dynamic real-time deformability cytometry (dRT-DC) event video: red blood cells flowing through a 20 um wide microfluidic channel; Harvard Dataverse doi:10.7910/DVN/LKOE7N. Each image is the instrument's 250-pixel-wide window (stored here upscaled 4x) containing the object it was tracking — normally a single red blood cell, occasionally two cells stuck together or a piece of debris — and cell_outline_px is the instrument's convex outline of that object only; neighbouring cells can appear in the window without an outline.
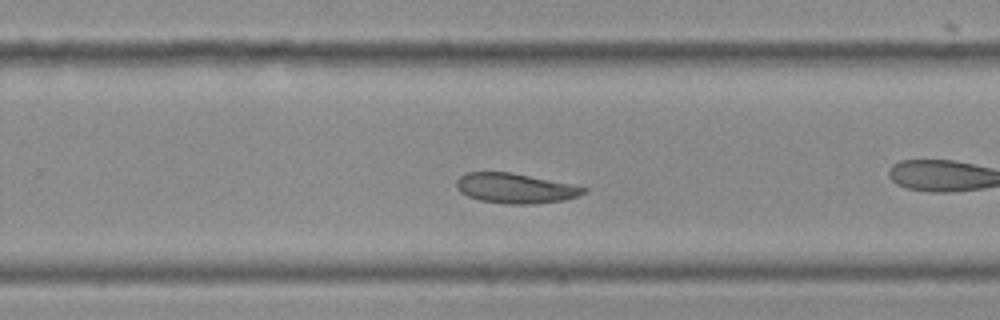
{"species": "Egyptian fruit bat (a non-hibernating species)", "species_latin": "Rousettus aegyptiacus", "temperature_condition": "cold", "stored_images_in_passage": 37, "camera_frame_rate_fps": 3000, "um_per_image_px": 0.085, "frame": {"image": 1, "passage_image": 22, "time_ms": 7.0, "image_size_px": [1000, 320], "cell_outline_px": [[588, 188], [580, 196], [564, 200], [528, 204], [508, 204], [480, 200], [468, 196], [460, 192], [456, 188], [456, 180], [464, 172], [508, 172]], "centroid_in_image_um": [43.73, 16.01], "position_along_channel_um": 286.1, "area_um2": 21.85}}